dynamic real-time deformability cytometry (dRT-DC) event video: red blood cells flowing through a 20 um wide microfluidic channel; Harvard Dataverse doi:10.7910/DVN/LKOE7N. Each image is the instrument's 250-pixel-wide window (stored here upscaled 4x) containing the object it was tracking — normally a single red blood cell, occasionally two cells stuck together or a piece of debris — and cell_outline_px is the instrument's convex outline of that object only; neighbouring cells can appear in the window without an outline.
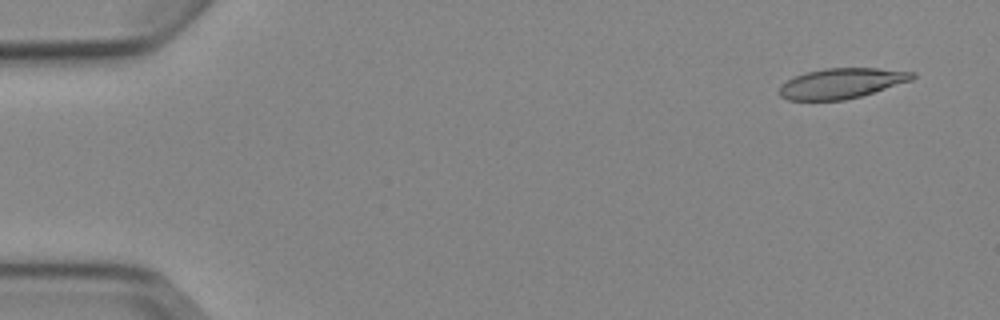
{"species": "Egyptian fruit bat (a non-hibernating species)", "species_latin": "Rousettus aegyptiacus", "temperature_condition": "cold", "stored_images_in_passage": 4, "camera_frame_rate_fps": 3000, "um_per_image_px": 0.085, "animal": {"sex": "female"}, "frame": {"image": 1, "passage_image": 1, "time_ms": 0.0, "image_size_px": [1000, 320], "cell_outline_px": [[916, 76], [912, 80], [860, 96], [844, 100], [788, 100], [780, 96], [776, 92], [780, 84], [796, 76], [808, 72], [824, 68], [876, 68], [916, 72]], "centroid_in_image_um": [71.5, 7.08], "position_along_channel_um": 13.5, "area_um2": 23.41}}
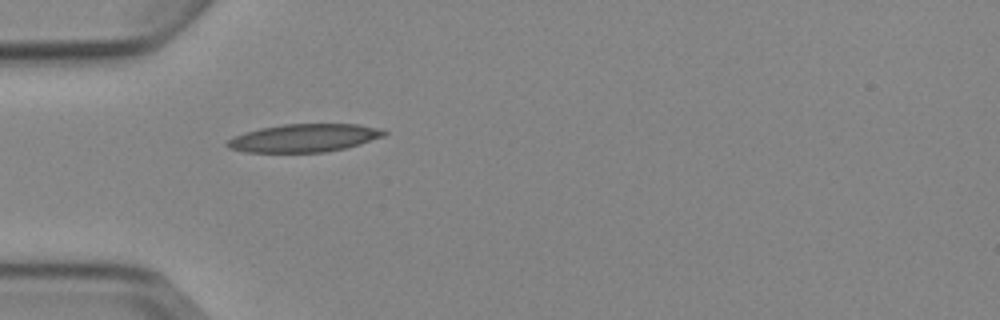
{"frame": {"image": 2, "passage_image": 4, "time_ms": 4.333, "image_size_px": [1000, 320], "cell_outline_px": [[388, 132], [384, 136], [360, 144], [344, 148], [324, 152], [244, 152], [228, 148], [224, 144], [232, 136], [244, 132], [260, 128], [284, 124], [356, 124], [380, 128]], "centroid_in_image_um": [25.81, 11.72], "position_along_channel_um": 59.2, "area_um2": 25.66}}